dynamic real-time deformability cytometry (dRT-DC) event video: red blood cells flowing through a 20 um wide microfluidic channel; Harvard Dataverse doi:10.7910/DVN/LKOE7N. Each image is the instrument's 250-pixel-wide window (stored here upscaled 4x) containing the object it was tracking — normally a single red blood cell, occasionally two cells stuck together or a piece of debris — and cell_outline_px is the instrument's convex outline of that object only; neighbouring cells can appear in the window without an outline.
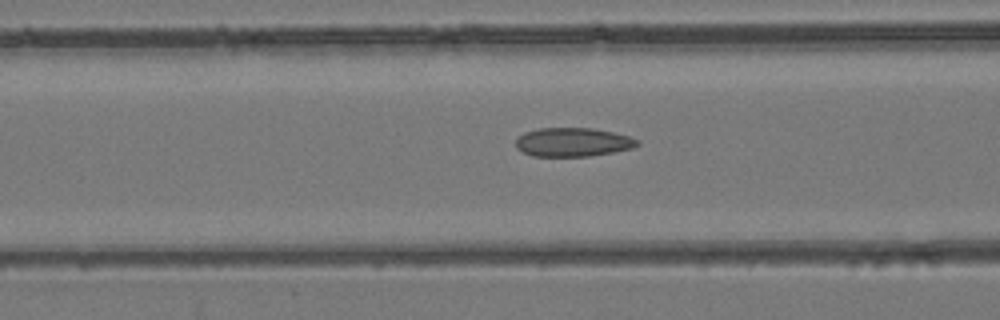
{"species": "common noctule bat (a hibernating species)", "species_latin": "Nyctalus noctula", "temperature_condition": "room temperature", "stored_images_in_passage": 33, "camera_frame_rate_fps": 3000, "um_per_image_px": 0.085, "animal": {"sex": "female", "body_mass_g": 24.6, "forearm_length_mm": 56.2}, "frame": {"image": 1, "passage_image": 5, "time_ms": 1.333, "image_size_px": [1000, 320], "cell_outline_px": [[640, 144], [632, 148], [612, 152], [588, 156], [532, 156], [520, 152], [516, 148], [516, 140], [524, 132], [540, 128], [592, 128], [612, 132], [628, 136], [640, 140]], "centroid_in_image_um": [48.67, 12.08], "position_along_channel_um": 117.9, "area_um2": 20.4}}
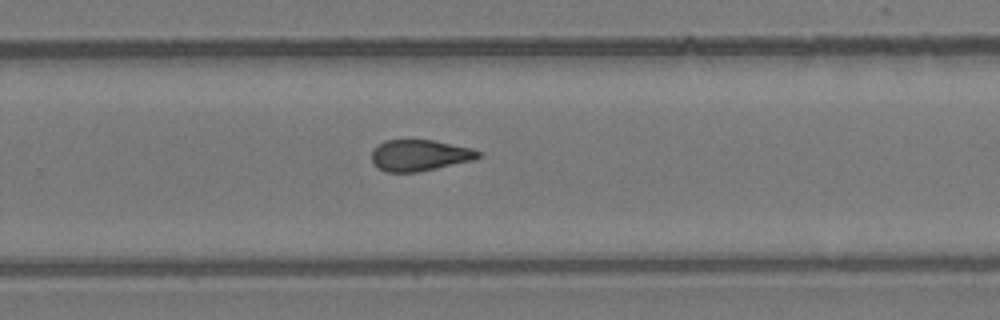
{"frame": {"image": 2, "passage_image": 17, "time_ms": 5.333, "image_size_px": [1000, 320], "cell_outline_px": [[484, 156], [476, 160], [416, 172], [384, 172], [372, 160], [372, 152], [384, 140], [432, 140], [472, 148], [480, 152]], "centroid_in_image_um": [35.74, 13.2], "position_along_channel_um": 294.1, "area_um2": 19.31}}
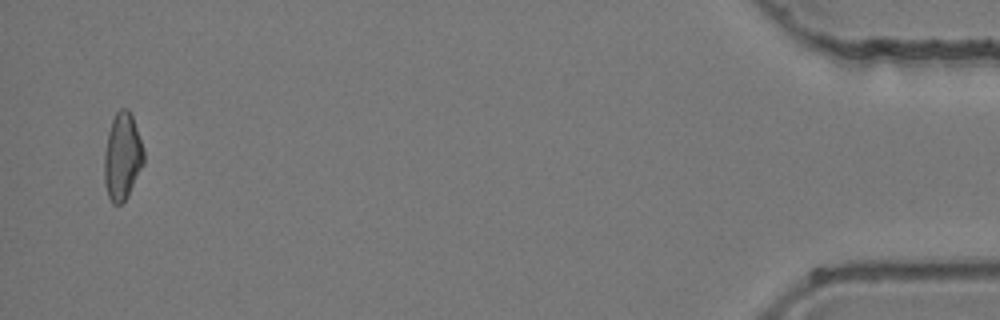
{"frame": {"image": 3, "passage_image": 32, "time_ms": 10.333, "image_size_px": [1000, 320], "cell_outline_px": [[144, 164], [128, 196], [120, 204], [112, 204], [108, 196], [104, 184], [104, 156], [108, 132], [112, 120], [116, 112], [120, 108], [128, 108], [132, 116], [144, 152]], "centroid_in_image_um": [10.39, 13.33], "position_along_channel_um": 424.8, "area_um2": 20.0}}